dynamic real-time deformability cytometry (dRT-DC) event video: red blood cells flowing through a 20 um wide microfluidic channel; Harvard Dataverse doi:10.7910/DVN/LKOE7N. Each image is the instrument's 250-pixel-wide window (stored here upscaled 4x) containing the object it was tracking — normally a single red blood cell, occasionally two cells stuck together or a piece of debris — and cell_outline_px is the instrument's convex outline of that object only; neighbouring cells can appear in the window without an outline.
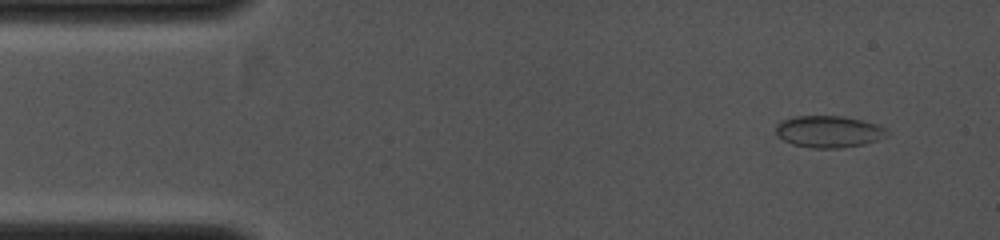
{"species": "common noctule bat (a hibernating species)", "species_latin": "Nyctalus noctula", "temperature_condition": "cold", "stored_images_in_passage": 18, "camera_frame_rate_fps": 4000, "um_per_image_px": 0.085, "animal": {"sex": "female", "body_mass_g": 19.0, "forearm_length_mm": 53.3}, "frame": {"image": 1, "passage_image": 2, "time_ms": 0.5, "image_size_px": [1000, 240], "cell_outline_px": [[888, 136], [864, 144], [840, 148], [812, 148], [792, 144], [784, 140], [776, 132], [776, 124], [780, 120], [796, 116], [844, 116], [864, 120], [876, 124], [884, 128], [888, 132]], "centroid_in_image_um": [70.44, 11.18], "position_along_channel_um": 14.6, "area_um2": 20.63}}
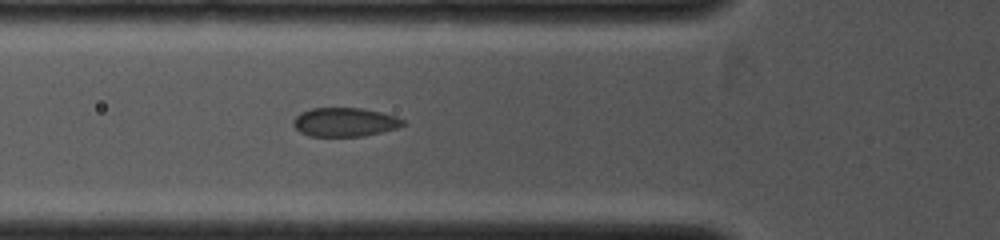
{"frame": {"image": 2, "passage_image": 11, "time_ms": 3.5, "image_size_px": [1000, 240], "cell_outline_px": [[404, 124], [396, 128], [364, 136], [308, 136], [300, 132], [292, 124], [292, 120], [300, 112], [312, 108], [364, 108], [396, 116], [404, 120]], "centroid_in_image_um": [29.27, 10.37], "position_along_channel_um": 96.5, "area_um2": 18.44}}
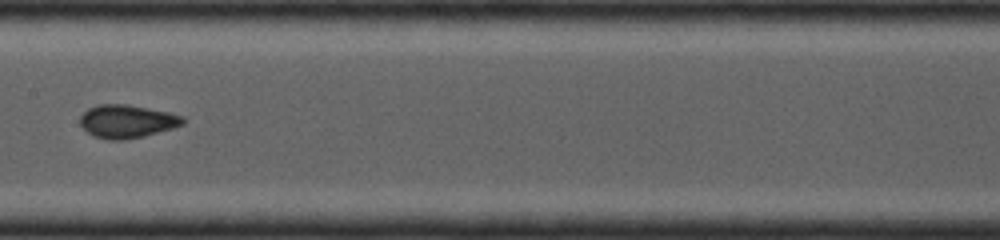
{"frame": {"image": 3, "passage_image": 17, "time_ms": 5.25, "image_size_px": [1000, 240], "cell_outline_px": [[188, 120], [184, 124], [172, 128], [144, 136], [120, 140], [112, 140], [96, 136], [88, 132], [80, 124], [80, 116], [88, 108], [96, 104], [124, 104], [148, 108], [168, 112], [184, 116]], "centroid_in_image_um": [10.82, 10.3], "position_along_channel_um": 196.6, "area_um2": 19.77}}